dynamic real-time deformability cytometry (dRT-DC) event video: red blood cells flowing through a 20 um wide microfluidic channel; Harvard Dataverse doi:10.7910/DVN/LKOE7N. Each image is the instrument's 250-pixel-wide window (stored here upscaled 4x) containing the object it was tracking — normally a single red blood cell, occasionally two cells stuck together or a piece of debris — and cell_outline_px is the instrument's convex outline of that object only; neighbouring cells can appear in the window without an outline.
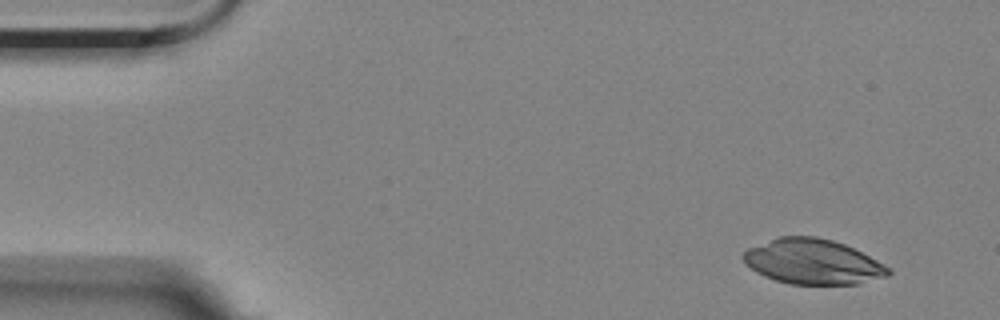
{"species": "Egyptian fruit bat (a non-hibernating species)", "species_latin": "Rousettus aegyptiacus", "temperature_condition": "room temperature", "stored_images_in_passage": 5, "camera_frame_rate_fps": 3000, "um_per_image_px": 0.085, "animal": {"sex": "female"}, "frame": {"image": 1, "passage_image": 1, "time_ms": 0.0, "image_size_px": [1000, 320], "cell_outline_px": [[892, 272], [888, 276], [856, 284], [788, 284], [764, 276], [756, 272], [740, 256], [748, 248], [780, 236], [816, 236], [832, 240], [844, 244], [892, 268]], "centroid_in_image_um": [69.1, 22.25], "position_along_channel_um": 15.9, "area_um2": 37.92}}